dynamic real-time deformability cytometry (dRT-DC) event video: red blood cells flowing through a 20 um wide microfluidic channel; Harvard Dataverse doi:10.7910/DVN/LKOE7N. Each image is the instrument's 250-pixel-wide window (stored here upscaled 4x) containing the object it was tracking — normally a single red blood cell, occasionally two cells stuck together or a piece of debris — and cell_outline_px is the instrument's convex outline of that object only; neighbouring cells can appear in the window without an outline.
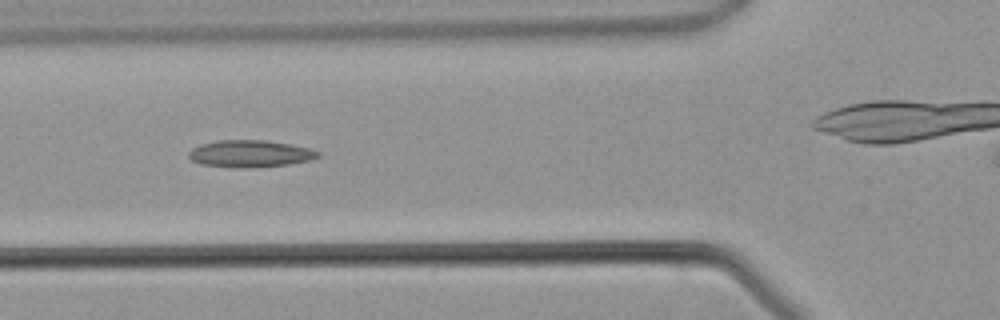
{"species": "common noctule bat (a hibernating species)", "species_latin": "Nyctalus noctula", "temperature_condition": "warm", "stored_images_in_passage": 4, "camera_frame_rate_fps": 3000, "um_per_image_px": 0.085, "animal": {"sex": "male", "body_mass_g": 21.5, "forearm_length_mm": 52.0}, "frame": {"image": 1, "passage_image": 3, "time_ms": 2.333, "image_size_px": [1000, 320], "cell_outline_px": [[320, 156], [308, 160], [288, 164], [244, 168], [200, 164], [192, 160], [188, 156], [188, 152], [192, 148], [200, 144], [220, 140], [264, 140], [288, 144], [308, 148], [320, 152]], "centroid_in_image_um": [21.22, 13.06], "position_along_channel_um": 104.6, "area_um2": 20.06}}